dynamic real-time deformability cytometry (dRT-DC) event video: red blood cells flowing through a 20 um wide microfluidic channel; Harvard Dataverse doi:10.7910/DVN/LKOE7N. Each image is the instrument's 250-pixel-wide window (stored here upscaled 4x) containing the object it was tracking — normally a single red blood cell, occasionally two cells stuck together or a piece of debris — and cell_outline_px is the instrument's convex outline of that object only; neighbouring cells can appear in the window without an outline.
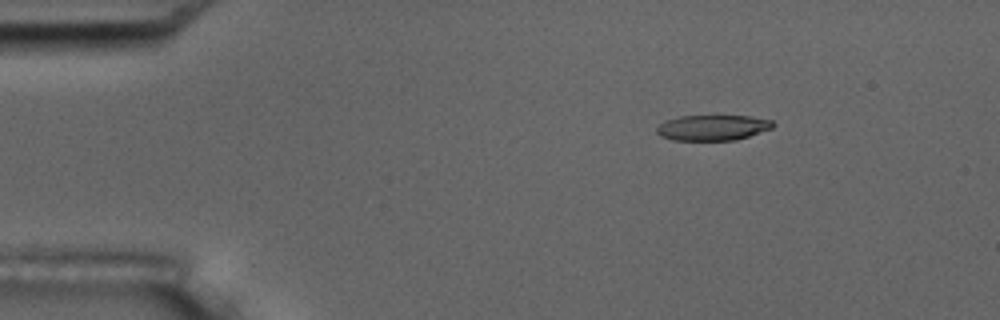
{"species": "common noctule bat (a hibernating species)", "species_latin": "Nyctalus noctula", "temperature_condition": "room temperature", "stored_images_in_passage": 7, "camera_frame_rate_fps": 3000, "um_per_image_px": 0.085, "animal": {"sex": "male", "body_mass_g": 17.5, "forearm_length_mm": 52.3}, "frame": {"image": 1, "passage_image": 7, "time_ms": 7.667, "image_size_px": [1000, 320], "cell_outline_px": [[776, 124], [772, 128], [736, 140], [672, 140], [660, 136], [656, 132], [656, 128], [664, 120], [680, 116], [752, 116], [772, 120]], "centroid_in_image_um": [60.56, 10.84], "position_along_channel_um": 24.4, "area_um2": 17.34}}